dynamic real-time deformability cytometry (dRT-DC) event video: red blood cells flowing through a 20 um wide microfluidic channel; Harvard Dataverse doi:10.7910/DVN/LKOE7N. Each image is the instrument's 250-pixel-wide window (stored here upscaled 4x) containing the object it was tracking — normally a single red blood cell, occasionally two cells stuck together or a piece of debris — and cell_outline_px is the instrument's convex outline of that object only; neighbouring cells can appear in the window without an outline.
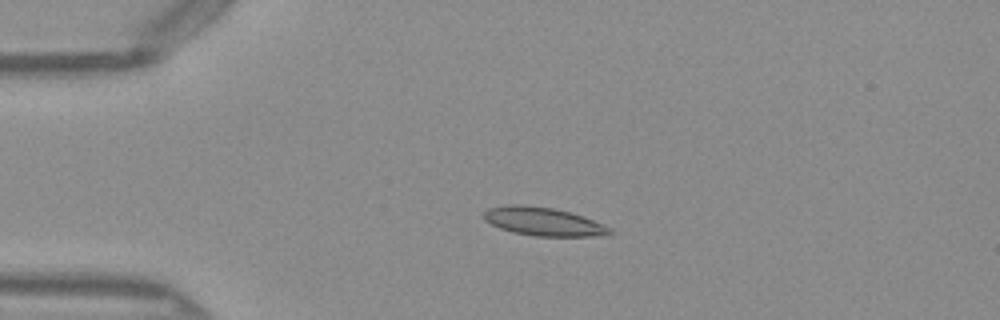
{"species": "Egyptian fruit bat (a non-hibernating species)", "species_latin": "Rousettus aegyptiacus", "temperature_condition": "warm", "stored_images_in_passage": 44, "camera_frame_rate_fps": 3000, "um_per_image_px": 0.085, "frame": {"image": 1, "passage_image": 6, "time_ms": 1.667, "image_size_px": [1000, 320], "cell_outline_px": [[616, 232], [608, 236], [536, 236], [512, 232], [500, 228], [484, 220], [484, 212], [488, 208], [504, 204], [524, 204], [552, 208], [572, 212], [584, 216], [612, 228]], "centroid_in_image_um": [46.23, 18.83], "position_along_channel_um": 38.8, "area_um2": 21.21}}
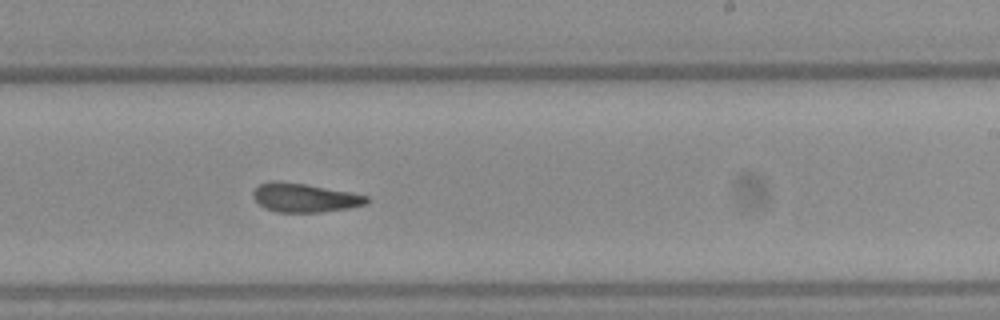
{"frame": {"image": 2, "passage_image": 25, "time_ms": 8.0, "image_size_px": [1000, 320], "cell_outline_px": [[372, 200], [368, 204], [352, 208], [320, 212], [276, 212], [264, 208], [252, 196], [252, 192], [260, 184], [268, 180], [276, 180], [308, 184], [368, 196]], "centroid_in_image_um": [25.91, 16.8], "position_along_channel_um": 263.1, "area_um2": 19.36}}
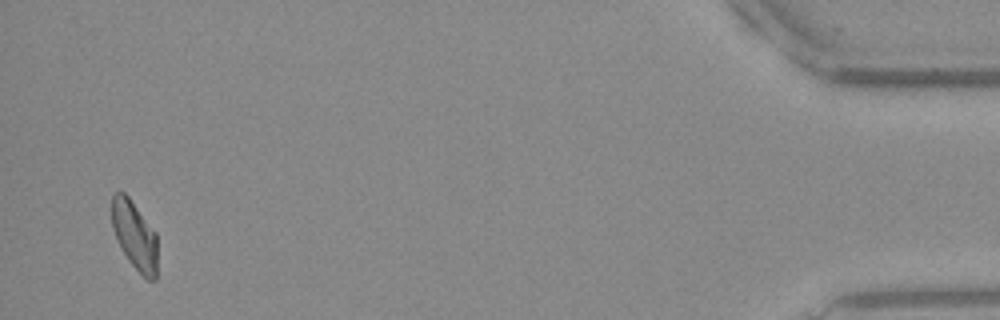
{"frame": {"image": 3, "passage_image": 43, "time_ms": 14.0, "image_size_px": [1000, 320], "cell_outline_px": [[156, 280], [148, 280], [128, 260], [112, 228], [112, 196], [116, 192], [124, 192], [128, 196], [156, 232]], "centroid_in_image_um": [11.44, 19.98], "position_along_channel_um": 423.8, "area_um2": 17.8}, "authors_computed_cell_mechanics": {"area_um2": 19.4786, "velocity_mm_per_s": 4.0539, "shape_relaxation_time_tau1_ms": null, "shape_relaxation_time_tau2_ms": 2.626, "deformation_change_tau1": null, "deformation_change_tau2": 0.1012}}